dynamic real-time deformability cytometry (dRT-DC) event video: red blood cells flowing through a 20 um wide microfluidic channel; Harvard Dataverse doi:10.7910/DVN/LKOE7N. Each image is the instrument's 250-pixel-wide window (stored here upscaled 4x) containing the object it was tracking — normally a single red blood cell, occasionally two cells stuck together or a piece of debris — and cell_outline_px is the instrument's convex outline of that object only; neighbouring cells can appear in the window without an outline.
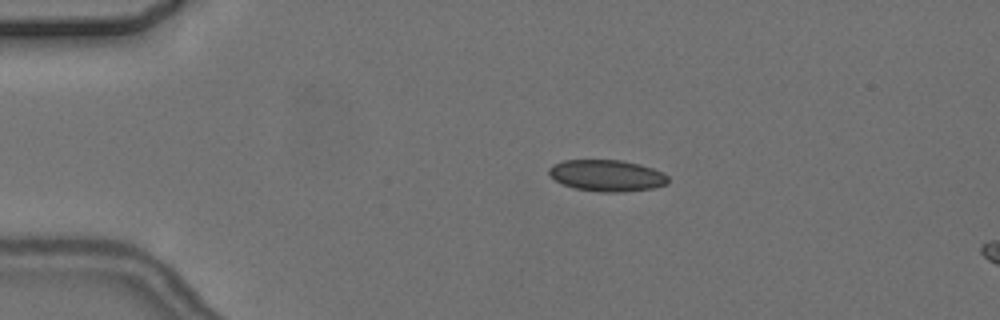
{"species": "common noctule bat (a hibernating species)", "species_latin": "Nyctalus noctula", "temperature_condition": "cold", "stored_images_in_passage": 5, "camera_frame_rate_fps": 3000, "um_per_image_px": 0.085, "animal": {"sex": "female", "body_mass_g": 24.6, "forearm_length_mm": 56.2}, "frame": {"image": 1, "passage_image": 3, "time_ms": 2.667, "image_size_px": [1000, 320], "cell_outline_px": [[668, 184], [652, 188], [620, 192], [600, 192], [576, 188], [564, 184], [556, 180], [548, 172], [548, 168], [552, 164], [564, 160], [620, 160], [640, 164], [664, 172], [668, 176]], "centroid_in_image_um": [51.61, 14.91], "position_along_channel_um": 33.4, "area_um2": 21.79}}